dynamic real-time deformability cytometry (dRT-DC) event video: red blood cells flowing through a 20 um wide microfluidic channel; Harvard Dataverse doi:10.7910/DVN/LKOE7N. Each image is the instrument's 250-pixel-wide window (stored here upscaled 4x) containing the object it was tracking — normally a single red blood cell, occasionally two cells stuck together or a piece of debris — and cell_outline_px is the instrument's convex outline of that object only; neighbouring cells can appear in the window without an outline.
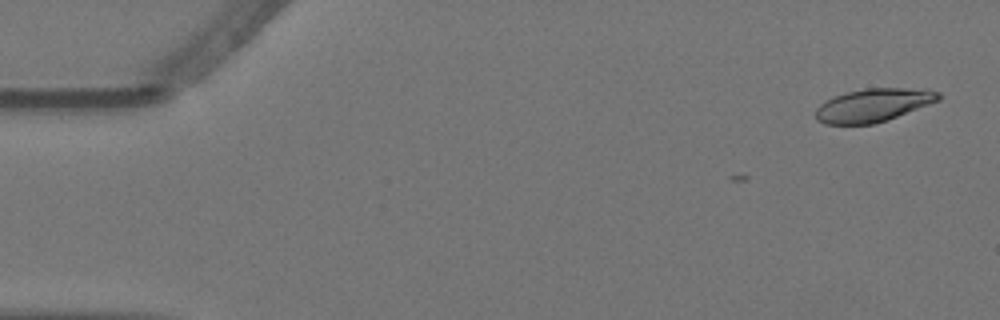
{"species": "Egyptian fruit bat (a non-hibernating species)", "species_latin": "Rousettus aegyptiacus", "temperature_condition": "warm", "stored_images_in_passage": 2, "camera_frame_rate_fps": 3000, "um_per_image_px": 0.085, "animal": {"sex": "female"}, "frame": {"image": 1, "passage_image": 2, "time_ms": 0.333, "image_size_px": [1000, 320], "cell_outline_px": [[940, 100], [888, 120], [872, 124], [824, 124], [816, 120], [816, 108], [824, 100], [848, 92], [864, 88], [928, 88], [940, 92]], "centroid_in_image_um": [74.26, 8.93], "position_along_channel_um": 10.7, "area_um2": 23.93}}